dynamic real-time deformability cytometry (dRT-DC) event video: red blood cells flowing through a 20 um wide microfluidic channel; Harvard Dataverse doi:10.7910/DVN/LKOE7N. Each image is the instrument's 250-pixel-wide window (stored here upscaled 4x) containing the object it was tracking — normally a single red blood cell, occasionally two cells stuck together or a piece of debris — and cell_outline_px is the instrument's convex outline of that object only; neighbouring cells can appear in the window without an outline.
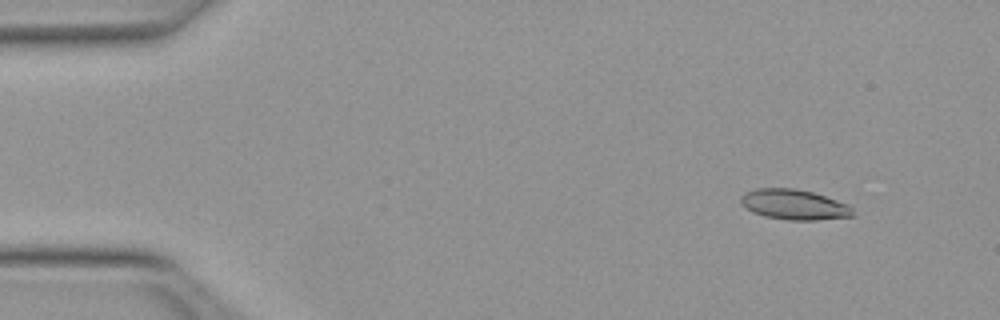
{"species": "Egyptian fruit bat (a non-hibernating species)", "species_latin": "Rousettus aegyptiacus", "temperature_condition": "warm", "stored_images_in_passage": 51, "camera_frame_rate_fps": 3000, "um_per_image_px": 0.085, "animal": {"sex": "female"}, "frame": {"image": 1, "passage_image": 5, "time_ms": 1.333, "image_size_px": [1000, 320], "cell_outline_px": [[852, 216], [816, 220], [788, 220], [764, 216], [752, 212], [740, 204], [740, 196], [744, 192], [756, 188], [796, 188], [812, 192], [848, 204], [852, 208]], "centroid_in_image_um": [67.43, 17.38], "position_along_channel_um": 17.6, "area_um2": 19.77}}
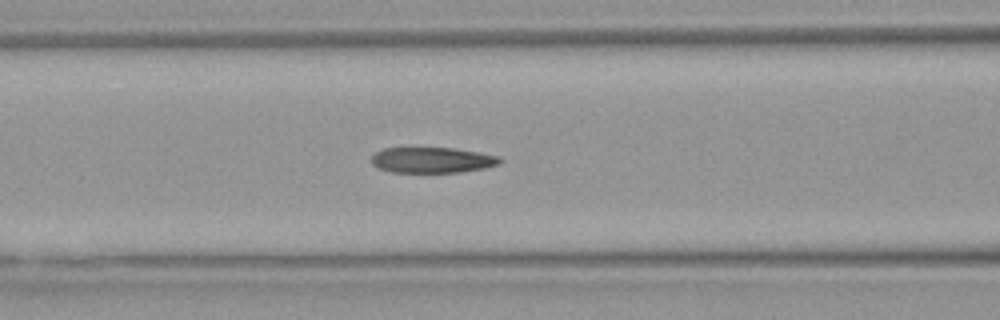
{"frame": {"image": 2, "passage_image": 21, "time_ms": 6.667, "image_size_px": [1000, 320], "cell_outline_px": [[500, 164], [484, 168], [460, 172], [392, 172], [376, 168], [372, 164], [372, 156], [376, 152], [384, 148], [452, 148], [500, 156]], "centroid_in_image_um": [36.71, 13.61], "position_along_channel_um": 129.9, "area_um2": 19.07}}
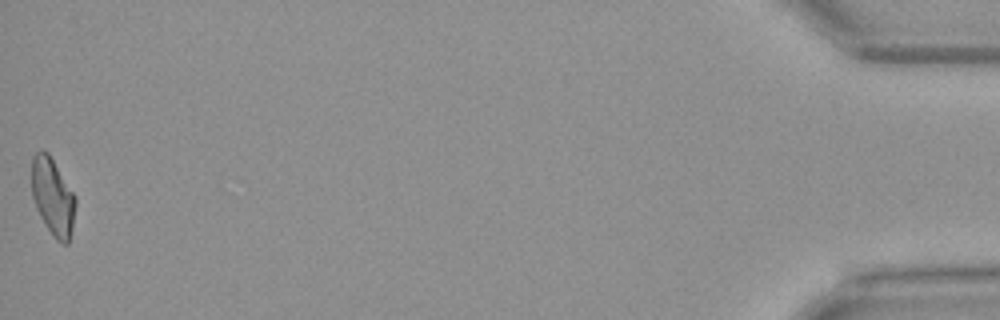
{"frame": {"image": 3, "passage_image": 51, "time_ms": 16.667, "image_size_px": [1000, 320], "cell_outline_px": [[76, 204], [72, 228], [68, 244], [64, 244], [56, 240], [40, 216], [36, 208], [32, 196], [32, 156], [40, 148], [48, 152], [76, 196]], "centroid_in_image_um": [4.49, 16.7], "position_along_channel_um": 430.7, "area_um2": 19.77}, "authors_computed_cell_mechanics": {"area_um2": 20.0566, "velocity_mm_per_s": 4.0096, "shape_relaxation_time_tau1_ms": null, "shape_relaxation_time_tau2_ms": 2.765, "deformation_change_tau1": null, "deformation_change_tau2": 0.1158}}